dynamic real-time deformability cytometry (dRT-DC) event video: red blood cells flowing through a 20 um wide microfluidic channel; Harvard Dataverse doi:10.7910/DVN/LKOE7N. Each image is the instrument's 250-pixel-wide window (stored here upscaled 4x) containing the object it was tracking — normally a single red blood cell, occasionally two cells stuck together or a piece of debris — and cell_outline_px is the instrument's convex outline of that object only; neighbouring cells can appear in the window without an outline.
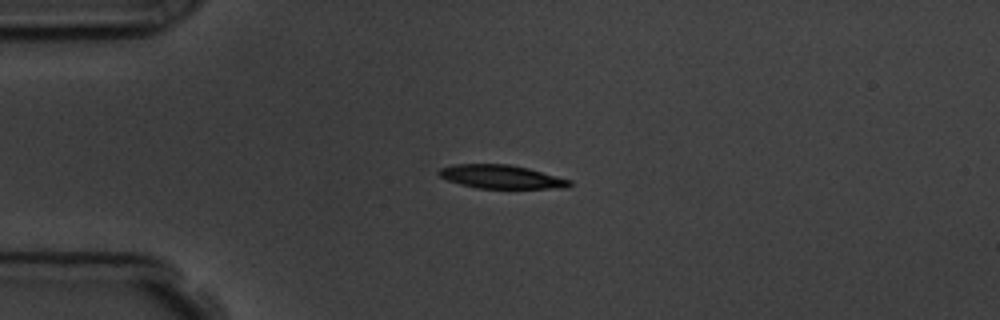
{"species": "common noctule bat (a hibernating species)", "species_latin": "Nyctalus noctula", "temperature_condition": "room temperature", "stored_images_in_passage": 43, "camera_frame_rate_fps": 3000, "um_per_image_px": 0.085, "animal": {"sex": "male", "body_mass_g": 19.5, "forearm_length_mm": 54.6}, "frame": {"image": 1, "passage_image": 1, "time_ms": 0.0, "image_size_px": [1000, 320], "cell_outline_px": [[572, 184], [568, 188], [476, 188], [460, 184], [448, 180], [440, 176], [436, 172], [440, 168], [452, 164], [508, 164], [528, 168], [572, 180]], "centroid_in_image_um": [42.6, 15.02], "position_along_channel_um": 42.4, "area_um2": 17.98}}
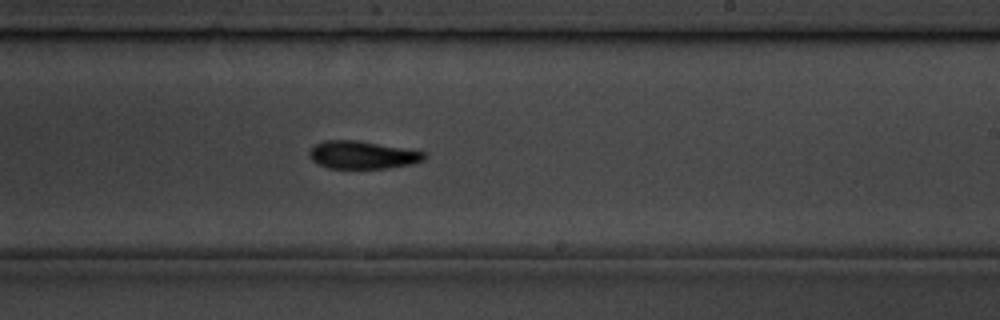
{"frame": {"image": 2, "passage_image": 21, "time_ms": 6.667, "image_size_px": [1000, 320], "cell_outline_px": [[428, 156], [424, 160], [412, 164], [388, 168], [328, 168], [312, 160], [308, 156], [308, 152], [316, 144], [324, 140], [360, 140], [428, 152]], "centroid_in_image_um": [30.86, 13.16], "position_along_channel_um": 258.1, "area_um2": 18.84}}
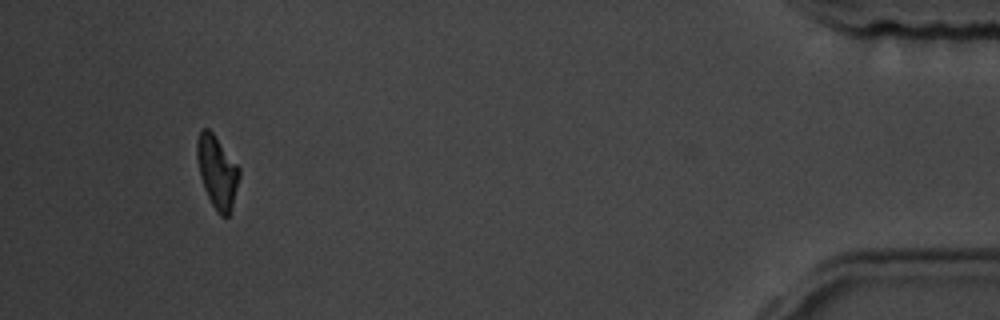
{"frame": {"image": 3, "passage_image": 40, "time_ms": 13.0, "image_size_px": [1000, 320], "cell_outline_px": [[240, 176], [232, 204], [228, 216], [220, 216], [216, 212], [204, 188], [200, 176], [196, 156], [196, 140], [200, 128], [208, 128], [212, 132], [240, 168]], "centroid_in_image_um": [18.43, 14.57], "position_along_channel_um": 416.8, "area_um2": 17.74}, "authors_computed_cell_mechanics": {"area_um2": 18.6694, "velocity_mm_per_s": 3.6107, "shape_relaxation_time_tau1_ms": 3.7003, "shape_relaxation_time_tau2_ms": 6.1193, "deformation_change_tau1": 0.1242, "deformation_change_tau2": 0.1359}}